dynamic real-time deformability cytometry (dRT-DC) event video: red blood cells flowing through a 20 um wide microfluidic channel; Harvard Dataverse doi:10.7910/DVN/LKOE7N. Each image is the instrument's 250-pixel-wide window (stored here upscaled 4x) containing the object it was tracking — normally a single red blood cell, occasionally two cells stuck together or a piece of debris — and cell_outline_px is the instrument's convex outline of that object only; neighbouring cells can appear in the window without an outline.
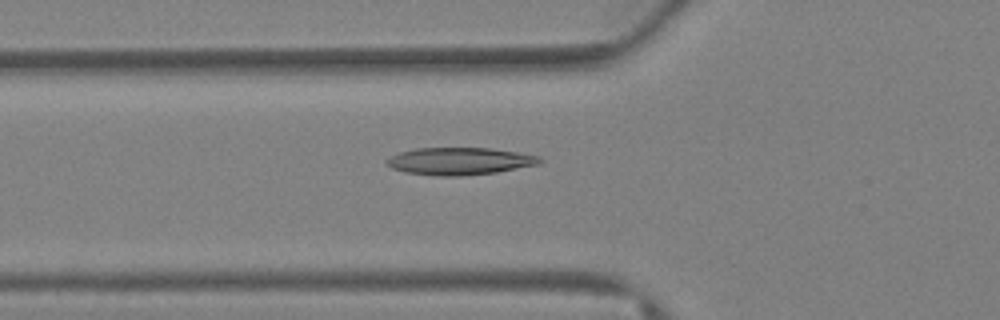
{"species": "Egyptian fruit bat (a non-hibernating species)", "species_latin": "Rousettus aegyptiacus", "temperature_condition": "warm", "stored_images_in_passage": 29, "camera_frame_rate_fps": 3000, "um_per_image_px": 0.085, "animal": {"sex": "female"}, "frame": {"image": 1, "passage_image": 4, "time_ms": 1.0, "image_size_px": [1000, 320], "cell_outline_px": [[544, 160], [540, 164], [496, 172], [460, 176], [440, 176], [404, 172], [392, 168], [384, 164], [384, 160], [400, 152], [416, 148], [492, 148], [540, 156]], "centroid_in_image_um": [39.06, 13.7], "position_along_channel_um": 86.7, "area_um2": 24.45}}
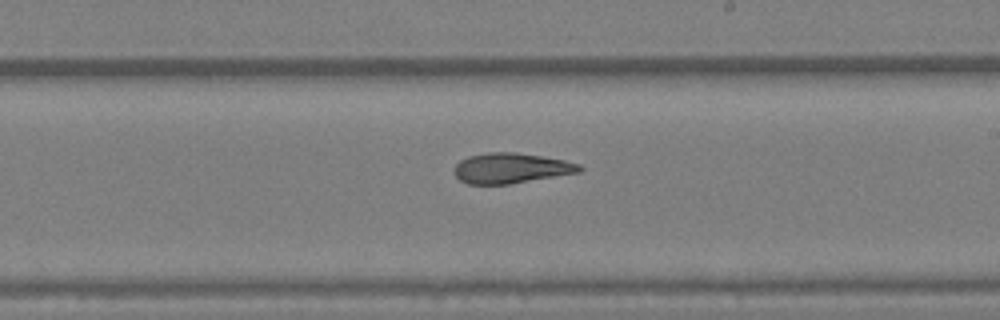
{"frame": {"image": 2, "passage_image": 13, "time_ms": 4.0, "image_size_px": [1000, 320], "cell_outline_px": [[584, 168], [580, 172], [508, 184], [468, 184], [460, 180], [452, 172], [456, 164], [460, 160], [468, 156], [488, 152], [516, 152], [564, 160], [580, 164]], "centroid_in_image_um": [43.41, 14.29], "position_along_channel_um": 245.6, "area_um2": 22.08}}
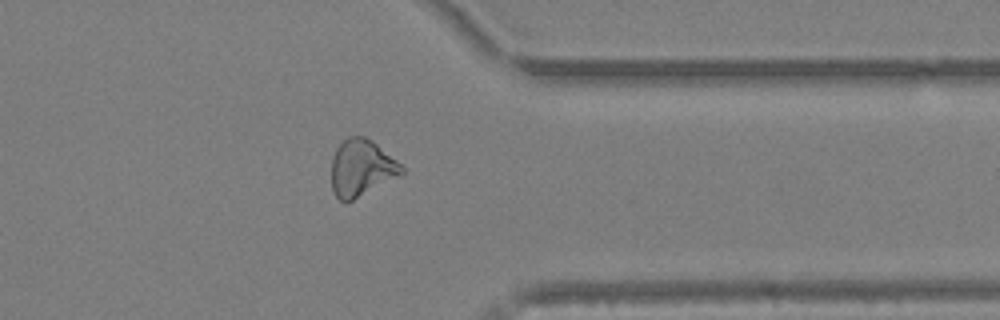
{"frame": {"image": 3, "passage_image": 21, "time_ms": 6.667, "image_size_px": [1000, 320], "cell_outline_px": [[404, 172], [352, 200], [344, 204], [336, 196], [332, 188], [332, 156], [336, 148], [348, 136], [364, 136], [372, 140], [396, 160], [404, 168]], "centroid_in_image_um": [30.68, 14.26], "position_along_channel_um": 380.7, "area_um2": 22.77}}